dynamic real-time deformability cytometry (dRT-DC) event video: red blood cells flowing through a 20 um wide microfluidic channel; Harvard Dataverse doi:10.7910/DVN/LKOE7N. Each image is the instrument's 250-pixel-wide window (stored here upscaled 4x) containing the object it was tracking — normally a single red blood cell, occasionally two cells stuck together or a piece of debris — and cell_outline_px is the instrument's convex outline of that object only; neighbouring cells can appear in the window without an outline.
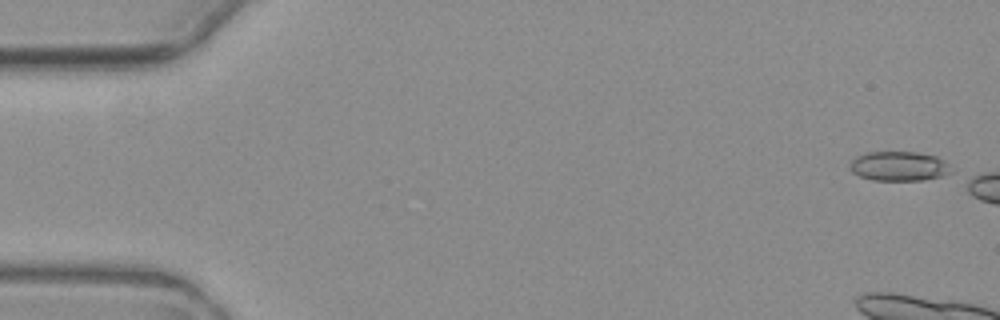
{"species": "common noctule bat (a hibernating species)", "species_latin": "Nyctalus noctula", "temperature_condition": "warm", "stored_images_in_passage": 7, "camera_frame_rate_fps": 3000, "um_per_image_px": 0.085, "animal": {"sex": "female", "body_mass_g": 19.3, "forearm_length_mm": 54.1}, "frame": {"image": 1, "passage_image": 1, "time_ms": 0.0, "image_size_px": [1000, 320], "cell_outline_px": [[952, 172], [940, 176], [924, 180], [872, 180], [860, 176], [852, 172], [848, 168], [848, 164], [856, 156], [864, 152], [916, 152], [936, 156], [944, 160], [948, 164]], "centroid_in_image_um": [76.36, 14.12], "position_along_channel_um": 8.6, "area_um2": 17.51}}